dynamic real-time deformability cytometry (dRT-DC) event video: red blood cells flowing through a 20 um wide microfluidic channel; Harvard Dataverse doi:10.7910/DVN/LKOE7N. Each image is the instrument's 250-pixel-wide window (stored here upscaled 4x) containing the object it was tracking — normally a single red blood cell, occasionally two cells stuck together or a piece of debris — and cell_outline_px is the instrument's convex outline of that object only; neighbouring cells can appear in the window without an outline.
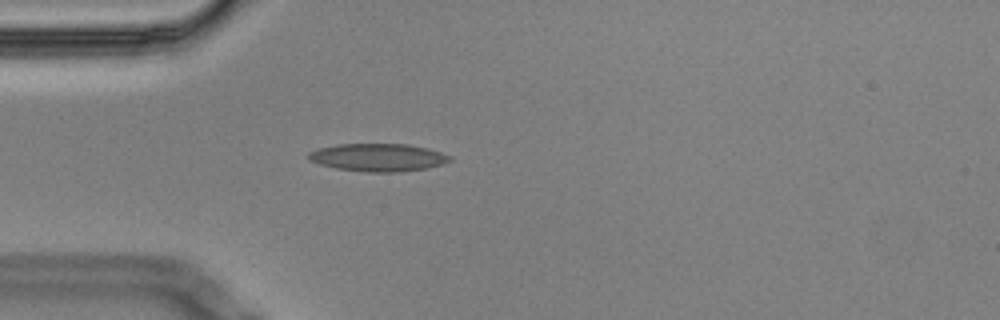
{"species": "Egyptian fruit bat (a non-hibernating species)", "species_latin": "Rousettus aegyptiacus", "temperature_condition": "cold", "stored_images_in_passage": 42, "camera_frame_rate_fps": 3000, "um_per_image_px": 0.085, "animal": {"sex": "male"}, "frame": {"image": 1, "passage_image": 1, "time_ms": 0.0, "image_size_px": [1000, 320], "cell_outline_px": [[452, 160], [444, 164], [424, 168], [400, 172], [368, 172], [336, 168], [320, 164], [308, 160], [308, 152], [316, 148], [336, 144], [408, 144], [428, 148], [452, 156]], "centroid_in_image_um": [32.12, 13.37], "position_along_channel_um": 52.9, "area_um2": 23.0}}
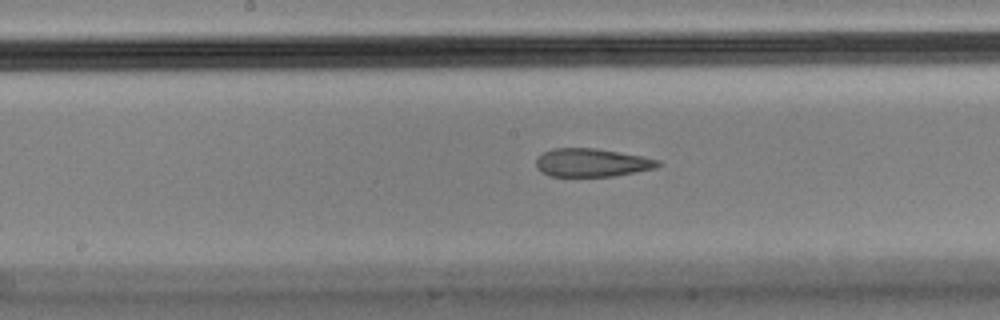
{"frame": {"image": 2, "passage_image": 14, "time_ms": 4.333, "image_size_px": [1000, 320], "cell_outline_px": [[660, 164], [656, 168], [636, 172], [612, 176], [548, 176], [540, 172], [536, 168], [536, 160], [544, 152], [552, 148], [596, 148], [640, 156], [660, 160]], "centroid_in_image_um": [50.27, 13.83], "position_along_channel_um": 197.9, "area_um2": 20.0}}
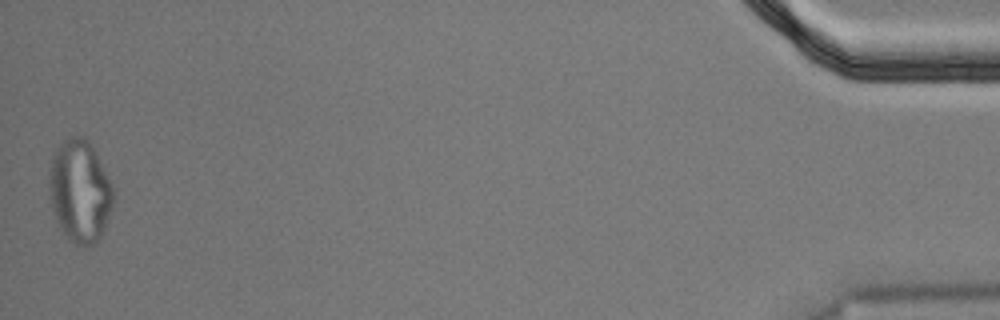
{"frame": {"image": 3, "passage_image": 42, "time_ms": 13.667, "image_size_px": [1000, 320], "cell_outline_px": [[112, 208], [104, 228], [100, 236], [96, 240], [88, 244], [72, 244], [68, 240], [60, 228], [52, 212], [48, 188], [48, 176], [52, 160], [56, 148], [64, 140], [72, 136], [84, 136], [88, 140], [104, 168], [112, 184]], "centroid_in_image_um": [6.75, 16.23], "position_along_channel_um": 428.5, "area_um2": 38.03}, "authors_computed_cell_mechanics": {"area_um2": 21.7328, "velocity_mm_per_s": 3.4768, "shape_relaxation_time_tau1_ms": null, "shape_relaxation_time_tau2_ms": 1.9048, "deformation_change_tau1": null, "deformation_change_tau2": 0.1076}}